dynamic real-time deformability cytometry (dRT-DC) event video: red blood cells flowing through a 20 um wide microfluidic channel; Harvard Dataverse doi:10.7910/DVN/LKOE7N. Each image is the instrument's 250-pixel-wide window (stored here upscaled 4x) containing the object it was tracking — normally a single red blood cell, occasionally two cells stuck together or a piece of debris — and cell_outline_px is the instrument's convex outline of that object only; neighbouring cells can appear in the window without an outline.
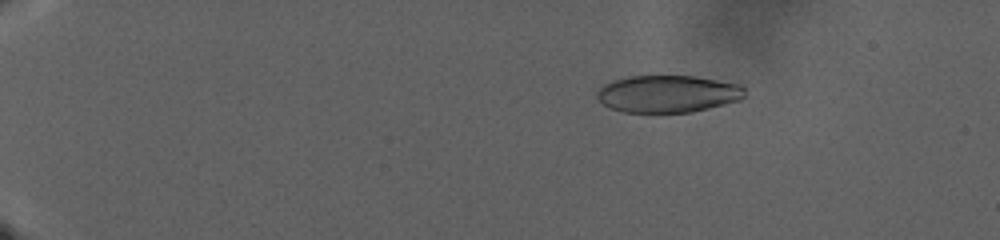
{"species": "human", "species_latin": "Homo sapiens", "temperature_condition": "warm", "stored_images_in_passage": 143, "camera_frame_rate_fps": 3000, "um_per_image_px": 0.085, "donor": {"sex": "male"}, "frame": {"image": 1, "passage_image": 29, "time_ms": 9.333, "image_size_px": [1000, 240], "cell_outline_px": [[744, 96], [740, 100], [692, 112], [624, 112], [612, 108], [604, 104], [596, 96], [596, 92], [604, 84], [612, 80], [628, 76], [696, 76], [740, 84], [744, 88]], "centroid_in_image_um": [56.76, 7.97], "position_along_channel_um": 28.2, "area_um2": 31.96}}
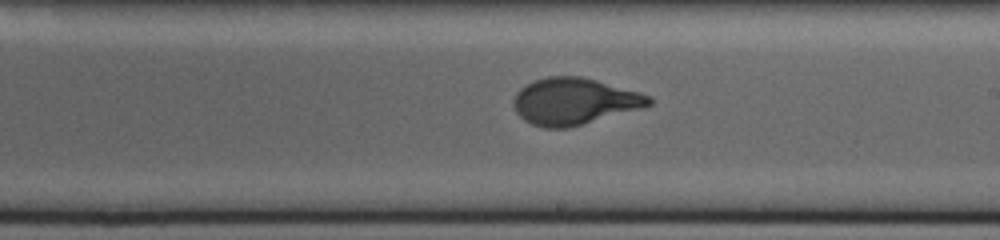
{"frame": {"image": 2, "passage_image": 94, "time_ms": 31.0, "image_size_px": [1000, 240], "cell_outline_px": [[652, 104], [640, 108], [568, 128], [544, 128], [532, 124], [524, 120], [516, 112], [512, 104], [512, 100], [516, 92], [520, 88], [536, 80], [548, 76], [580, 76], [596, 80], [640, 92], [652, 96]], "centroid_in_image_um": [48.78, 8.61], "position_along_channel_um": 240.2, "area_um2": 36.65}}
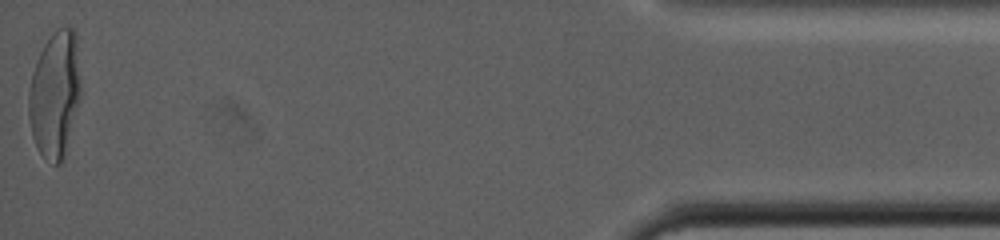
{"frame": {"image": 3, "passage_image": 143, "time_ms": 47.333, "image_size_px": [1000, 240], "cell_outline_px": [[80, 96], [64, 156], [60, 164], [52, 164], [40, 152], [32, 136], [28, 116], [28, 92], [32, 72], [36, 60], [44, 44], [52, 32], [56, 28], [76, 28], [80, 80]], "centroid_in_image_um": [4.65, 7.97], "position_along_channel_um": 430.5, "area_um2": 38.38}}